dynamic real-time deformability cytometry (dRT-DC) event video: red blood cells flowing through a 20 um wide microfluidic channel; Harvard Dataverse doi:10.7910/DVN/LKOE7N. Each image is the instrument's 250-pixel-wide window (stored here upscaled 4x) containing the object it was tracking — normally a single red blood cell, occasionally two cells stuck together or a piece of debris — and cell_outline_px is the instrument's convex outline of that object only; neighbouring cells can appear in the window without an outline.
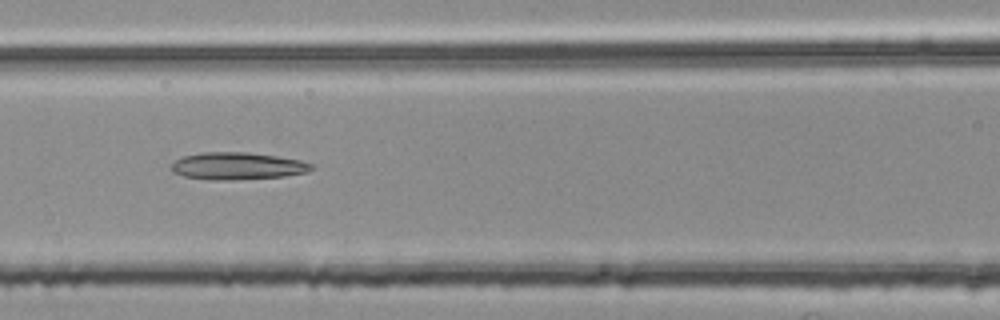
{"species": "common noctule bat (a hibernating species)", "species_latin": "Nyctalus noctula", "temperature_condition": "room temperature", "stored_images_in_passage": 44, "camera_frame_rate_fps": 3000, "um_per_image_px": 0.085, "animal": {"sex": "female", "body_mass_g": 25.1}, "frame": {"image": 1, "passage_image": 14, "time_ms": 4.333, "image_size_px": [1000, 320], "cell_outline_px": [[312, 168], [308, 172], [284, 176], [232, 180], [208, 180], [184, 176], [172, 172], [172, 164], [176, 160], [184, 156], [200, 152], [248, 152], [276, 156], [300, 160], [312, 164]], "centroid_in_image_um": [20.16, 14.11], "position_along_channel_um": 146.4, "area_um2": 22.2}}
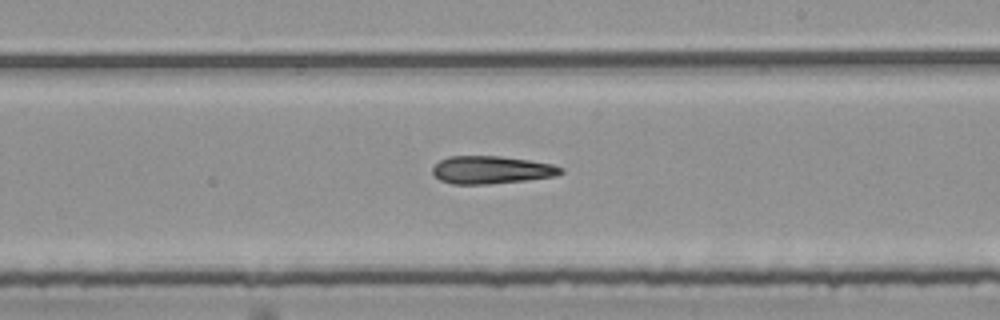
{"frame": {"image": 2, "passage_image": 22, "time_ms": 7.0, "image_size_px": [1000, 320], "cell_outline_px": [[564, 172], [556, 176], [524, 180], [488, 184], [452, 184], [440, 180], [432, 172], [432, 168], [440, 160], [448, 156], [500, 156], [528, 160], [552, 164], [564, 168]], "centroid_in_image_um": [41.77, 14.44], "position_along_channel_um": 247.2, "area_um2": 20.69}}
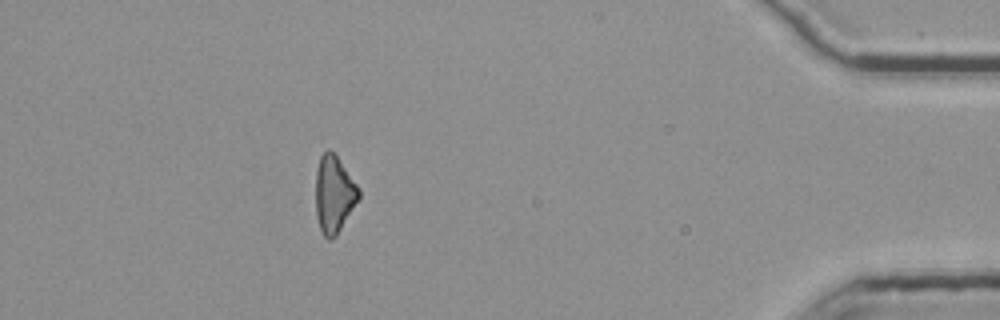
{"frame": {"image": 3, "passage_image": 39, "time_ms": 12.667, "image_size_px": [1000, 320], "cell_outline_px": [[360, 196], [336, 236], [332, 240], [328, 240], [324, 236], [320, 228], [316, 216], [316, 172], [320, 156], [328, 148], [336, 156], [360, 188]], "centroid_in_image_um": [28.38, 16.52], "position_along_channel_um": 406.8, "area_um2": 19.13}}